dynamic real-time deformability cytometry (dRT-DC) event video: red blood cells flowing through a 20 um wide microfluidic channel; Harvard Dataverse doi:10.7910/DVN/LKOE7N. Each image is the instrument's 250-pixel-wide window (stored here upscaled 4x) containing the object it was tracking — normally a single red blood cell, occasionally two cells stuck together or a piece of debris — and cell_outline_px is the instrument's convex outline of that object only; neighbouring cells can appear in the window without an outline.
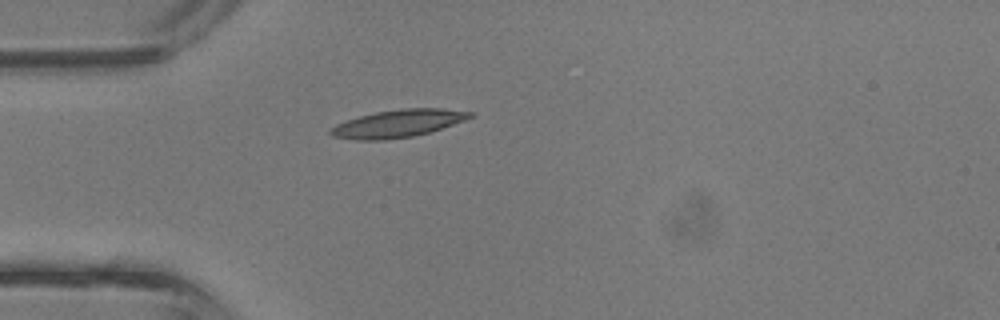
{"species": "common noctule bat (a hibernating species)", "species_latin": "Nyctalus noctula", "temperature_condition": "room temperature", "stored_images_in_passage": 32, "camera_frame_rate_fps": 3000, "um_per_image_px": 0.085, "animal": {"sex": "male", "body_mass_g": 13.3}, "frame": {"image": 1, "passage_image": 1, "time_ms": 0.0, "image_size_px": [1000, 320], "cell_outline_px": [[476, 116], [428, 132], [412, 136], [388, 140], [356, 140], [332, 136], [328, 132], [328, 128], [336, 124], [360, 116], [376, 112], [400, 108], [440, 108], [476, 112]], "centroid_in_image_um": [33.82, 10.49], "position_along_channel_um": 51.2, "area_um2": 22.43}}
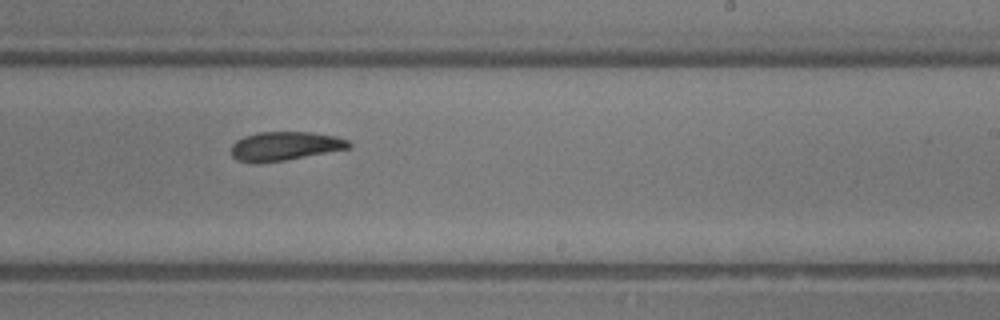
{"frame": {"image": 2, "passage_image": 15, "time_ms": 4.667, "image_size_px": [1000, 320], "cell_outline_px": [[352, 148], [284, 160], [236, 160], [232, 156], [228, 148], [236, 140], [244, 136], [256, 132], [312, 132], [336, 136], [348, 140], [352, 144]], "centroid_in_image_um": [24.25, 12.37], "position_along_channel_um": 264.7, "area_um2": 19.48}}
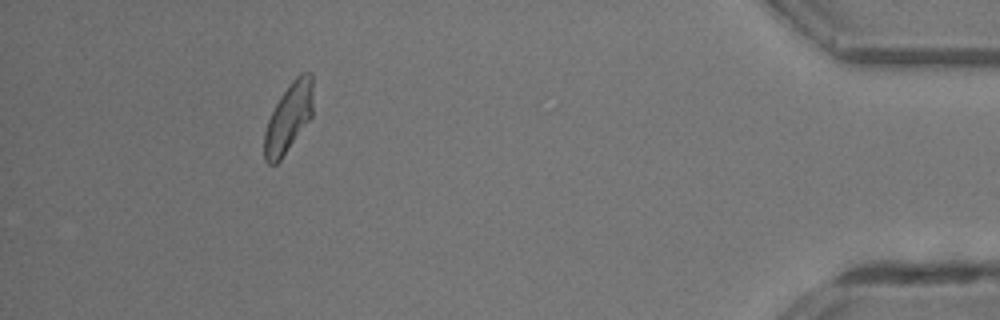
{"frame": {"image": 3, "passage_image": 28, "time_ms": 9.0, "image_size_px": [1000, 320], "cell_outline_px": [[312, 116], [280, 160], [276, 164], [268, 164], [264, 160], [264, 132], [268, 120], [280, 96], [292, 80], [300, 72], [312, 72]], "centroid_in_image_um": [24.52, 9.99], "position_along_channel_um": 410.7, "area_um2": 19.48}, "authors_computed_cell_mechanics": {"area_um2": 20.2878, "velocity_mm_per_s": 4.8088, "shape_relaxation_time_tau1_ms": 3.2732, "shape_relaxation_time_tau2_ms": 8.732, "deformation_change_tau1": 0.1473, "deformation_change_tau2": 0.1506}}